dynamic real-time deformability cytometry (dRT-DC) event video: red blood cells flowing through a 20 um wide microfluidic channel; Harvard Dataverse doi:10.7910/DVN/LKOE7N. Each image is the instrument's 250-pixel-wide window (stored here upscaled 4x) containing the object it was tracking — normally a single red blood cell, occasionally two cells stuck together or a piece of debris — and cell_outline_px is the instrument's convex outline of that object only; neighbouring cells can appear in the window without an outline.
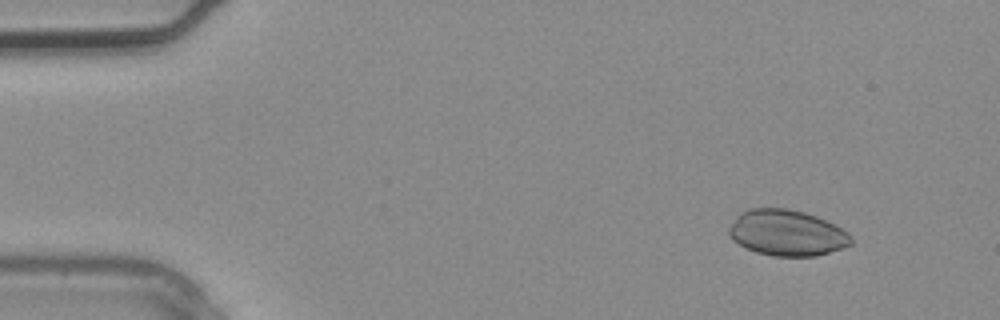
{"species": "common noctule bat (a hibernating species)", "species_latin": "Nyctalus noctula", "temperature_condition": "warm", "stored_images_in_passage": 5, "camera_frame_rate_fps": 3000, "um_per_image_px": 0.085, "animal": {"sex": "male", "body_mass_g": 20.4}, "frame": {"image": 1, "passage_image": 1, "time_ms": 0.0, "image_size_px": [1000, 320], "cell_outline_px": [[852, 244], [816, 256], [772, 256], [756, 252], [732, 240], [728, 232], [728, 228], [736, 216], [740, 212], [748, 208], [788, 208], [804, 212], [816, 216], [848, 232], [852, 236]], "centroid_in_image_um": [66.85, 19.78], "position_along_channel_um": 18.1, "area_um2": 32.6}}
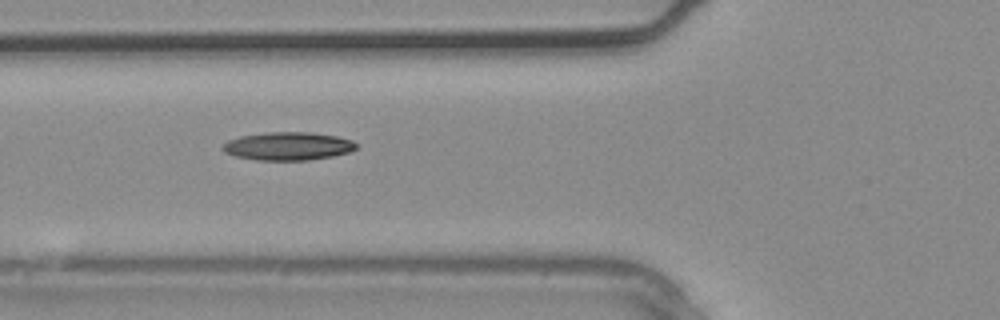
{"frame": {"image": 2, "passage_image": 5, "time_ms": 1.333, "image_size_px": [1000, 320], "cell_outline_px": [[360, 144], [352, 152], [332, 156], [308, 160], [256, 160], [236, 156], [224, 152], [220, 148], [228, 140], [240, 136], [268, 132], [308, 132], [336, 136], [352, 140]], "centroid_in_image_um": [24.5, 12.42], "position_along_channel_um": 101.3, "area_um2": 22.02}}